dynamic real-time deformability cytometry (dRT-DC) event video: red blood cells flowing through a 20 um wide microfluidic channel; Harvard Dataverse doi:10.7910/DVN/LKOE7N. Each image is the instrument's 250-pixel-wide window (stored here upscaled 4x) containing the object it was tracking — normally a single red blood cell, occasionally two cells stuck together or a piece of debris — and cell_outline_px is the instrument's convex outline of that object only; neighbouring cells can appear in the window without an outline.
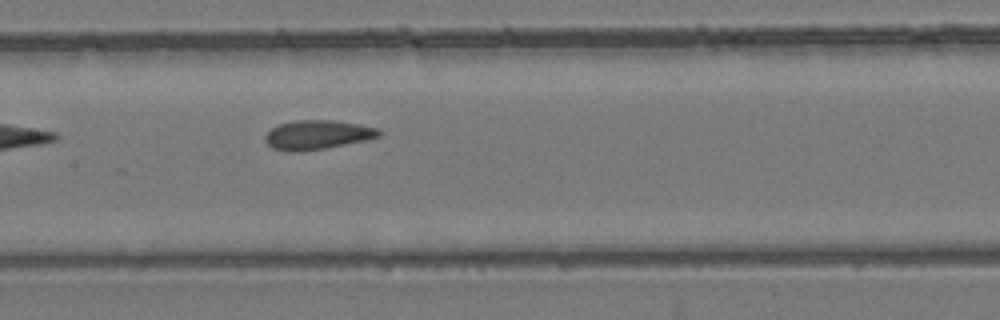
{"species": "common noctule bat (a hibernating species)", "species_latin": "Nyctalus noctula", "temperature_condition": "room temperature", "stored_images_in_passage": 7, "camera_frame_rate_fps": 3000, "um_per_image_px": 0.085, "animal": {"sex": "female", "body_mass_g": 24.6, "forearm_length_mm": 56.2}, "frame": {"image": 1, "passage_image": 7, "time_ms": 2.0, "image_size_px": [1000, 320], "cell_outline_px": [[384, 132], [380, 136], [368, 140], [324, 148], [300, 152], [288, 152], [272, 148], [264, 140], [264, 136], [272, 128], [280, 124], [296, 120], [332, 120], [360, 124], [376, 128]], "centroid_in_image_um": [26.99, 11.46], "position_along_channel_um": 180.4, "area_um2": 19.48}}